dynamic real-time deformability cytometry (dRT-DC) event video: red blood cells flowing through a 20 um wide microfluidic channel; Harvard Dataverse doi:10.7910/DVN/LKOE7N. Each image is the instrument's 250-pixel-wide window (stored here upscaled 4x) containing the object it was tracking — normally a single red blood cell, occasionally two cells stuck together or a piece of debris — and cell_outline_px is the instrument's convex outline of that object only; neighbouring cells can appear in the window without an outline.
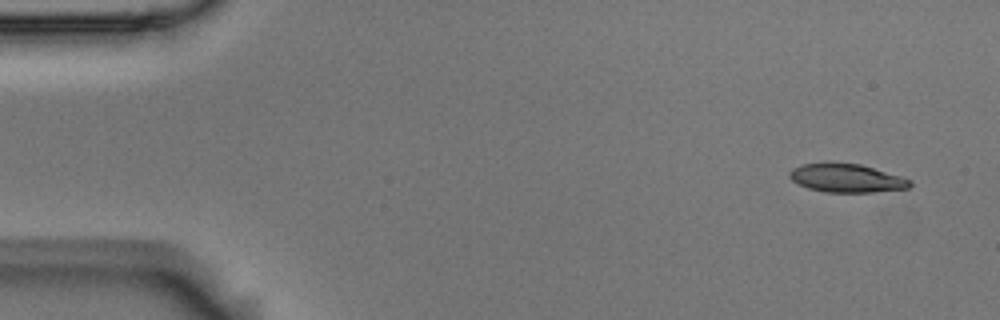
{"species": "Egyptian fruit bat (a non-hibernating species)", "species_latin": "Rousettus aegyptiacus", "temperature_condition": "room temperature", "stored_images_in_passage": 6, "camera_frame_rate_fps": 3000, "um_per_image_px": 0.085, "animal": {"sex": "male"}, "frame": {"image": 1, "passage_image": 1, "time_ms": 0.0, "image_size_px": [1000, 320], "cell_outline_px": [[912, 184], [908, 188], [872, 192], [824, 192], [808, 188], [792, 180], [788, 176], [788, 172], [792, 168], [804, 164], [860, 164], [900, 176], [912, 180]], "centroid_in_image_um": [71.96, 15.16], "position_along_channel_um": 13.0, "area_um2": 19.54}}
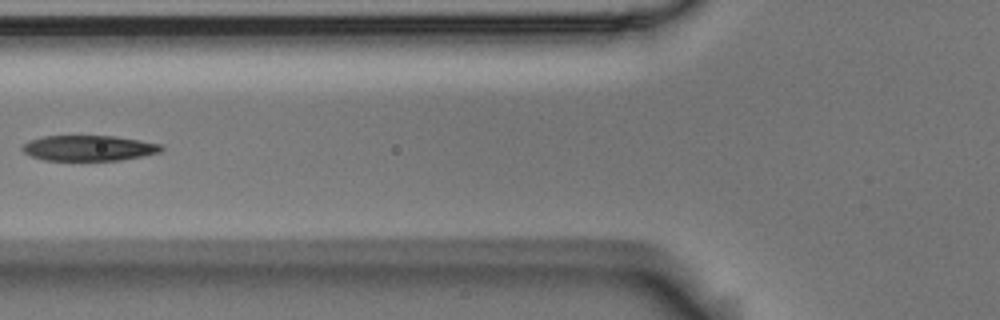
{"frame": {"image": 2, "passage_image": 5, "time_ms": 1.333, "image_size_px": [1000, 320], "cell_outline_px": [[164, 148], [160, 152], [120, 160], [44, 160], [32, 156], [24, 152], [20, 148], [28, 140], [44, 136], [116, 136], [140, 140], [160, 144]], "centroid_in_image_um": [7.53, 12.58], "position_along_channel_um": 118.3, "area_um2": 20.52}}
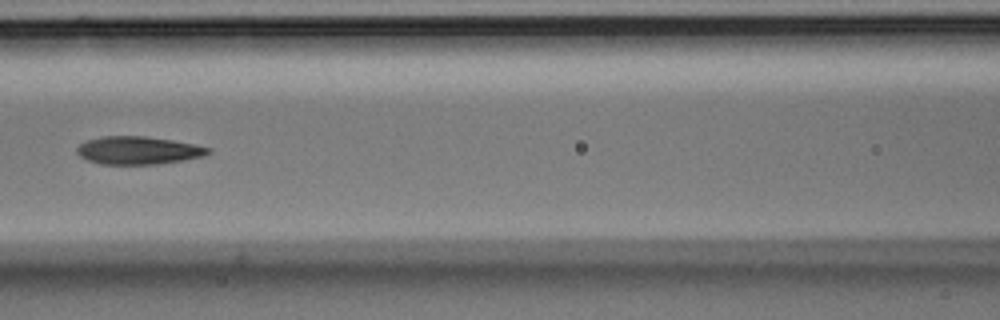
{"frame": {"image": 3, "passage_image": 6, "time_ms": 1.667, "image_size_px": [1000, 320], "cell_outline_px": [[212, 152], [204, 156], [184, 160], [156, 164], [100, 164], [88, 160], [80, 156], [76, 152], [76, 148], [80, 144], [88, 140], [104, 136], [144, 136], [172, 140], [196, 144], [212, 148]], "centroid_in_image_um": [11.79, 12.78], "position_along_channel_um": 154.8, "area_um2": 21.39}}